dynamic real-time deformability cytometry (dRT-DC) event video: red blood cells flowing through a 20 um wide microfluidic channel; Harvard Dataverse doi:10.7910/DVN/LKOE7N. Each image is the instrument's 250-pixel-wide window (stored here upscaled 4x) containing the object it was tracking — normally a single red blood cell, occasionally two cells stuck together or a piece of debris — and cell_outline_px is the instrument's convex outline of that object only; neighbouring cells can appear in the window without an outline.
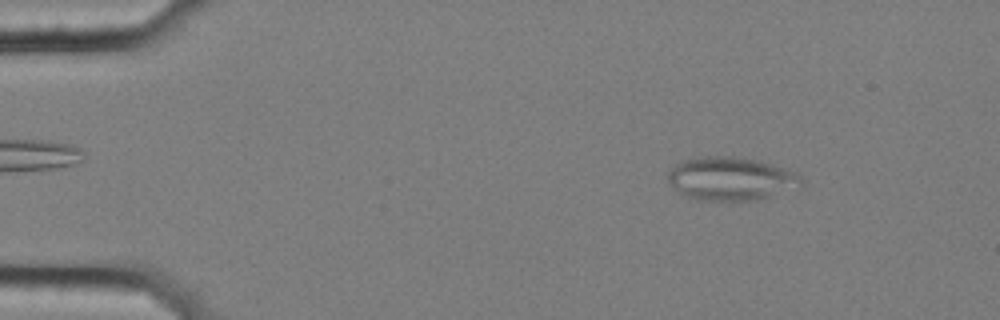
{"species": "common noctule bat (a hibernating species)", "species_latin": "Nyctalus noctula", "temperature_condition": "cold", "stored_images_in_passage": 57, "camera_frame_rate_fps": 3000, "um_per_image_px": 0.085, "animal": {"sex": "female", "body_mass_g": 25.1}, "frame": {"image": 1, "passage_image": 8, "time_ms": 2.333, "image_size_px": [1000, 320], "cell_outline_px": [[804, 184], [756, 200], [700, 200], [680, 196], [668, 184], [668, 172], [680, 160], [704, 156], [736, 156], [756, 160], [788, 168], [800, 176]], "centroid_in_image_um": [62.04, 15.18], "position_along_channel_um": 23.0, "area_um2": 33.87}}
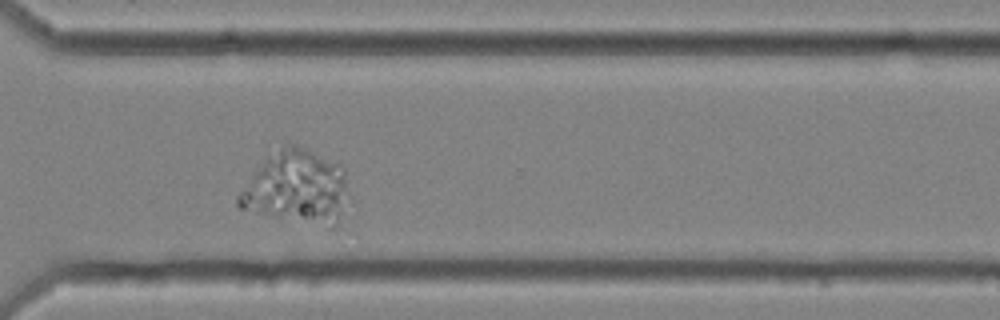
{"frame": {"image": 2, "passage_image": 46, "time_ms": 15.0, "image_size_px": [1000, 320], "cell_outline_px": [[352, 200], [332, 228], [272, 216], [240, 208], [236, 204], [236, 196], [268, 156], [280, 144], [296, 144], [340, 164], [344, 168]], "centroid_in_image_um": [25.3, 15.93], "position_along_channel_um": 345.3, "area_um2": 47.4}}
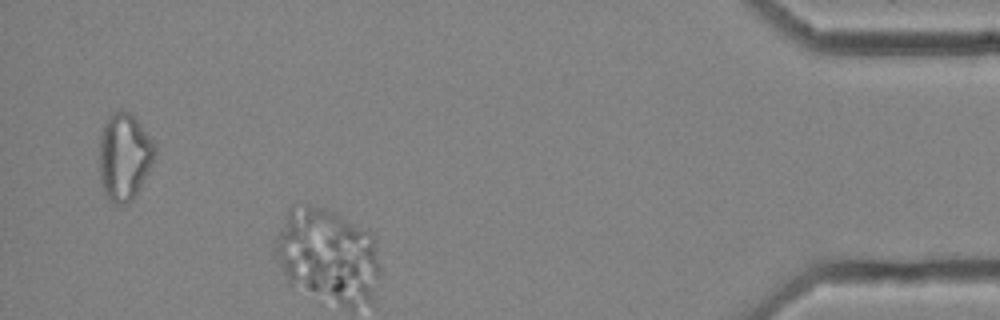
{"frame": {"image": 3, "passage_image": 56, "time_ms": 18.333, "image_size_px": [1000, 320], "cell_outline_px": [[156, 152], [148, 172], [132, 200], [128, 204], [116, 204], [104, 192], [100, 180], [100, 132], [108, 116], [116, 112], [128, 112], [136, 120], [156, 144]], "centroid_in_image_um": [10.56, 13.33], "position_along_channel_um": 424.6, "area_um2": 27.69}}